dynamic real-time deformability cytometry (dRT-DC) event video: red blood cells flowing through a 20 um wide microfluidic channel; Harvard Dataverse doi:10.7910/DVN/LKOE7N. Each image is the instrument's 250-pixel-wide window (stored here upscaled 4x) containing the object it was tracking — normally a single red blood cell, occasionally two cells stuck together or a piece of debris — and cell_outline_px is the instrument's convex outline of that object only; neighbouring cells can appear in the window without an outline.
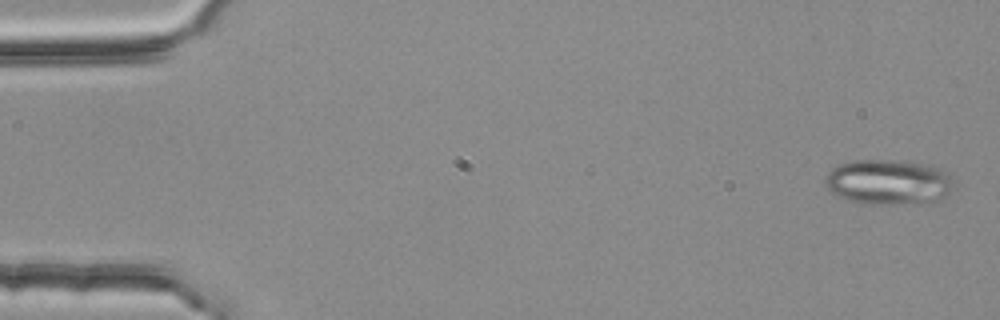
{"species": "common noctule bat (a hibernating species)", "species_latin": "Nyctalus noctula", "temperature_condition": "room temperature", "stored_images_in_passage": 5, "camera_frame_rate_fps": 3000, "um_per_image_px": 0.085, "animal": {"sex": "female", "body_mass_g": 25.1}, "frame": {"image": 1, "passage_image": 1, "time_ms": 0.0, "image_size_px": [1000, 320], "cell_outline_px": [[956, 188], [940, 200], [888, 204], [860, 204], [836, 196], [824, 184], [824, 180], [828, 172], [832, 168], [840, 164], [856, 160], [884, 160], [920, 164], [936, 168], [944, 172], [956, 184]], "centroid_in_image_um": [75.47, 15.5], "position_along_channel_um": 9.5, "area_um2": 33.47}}